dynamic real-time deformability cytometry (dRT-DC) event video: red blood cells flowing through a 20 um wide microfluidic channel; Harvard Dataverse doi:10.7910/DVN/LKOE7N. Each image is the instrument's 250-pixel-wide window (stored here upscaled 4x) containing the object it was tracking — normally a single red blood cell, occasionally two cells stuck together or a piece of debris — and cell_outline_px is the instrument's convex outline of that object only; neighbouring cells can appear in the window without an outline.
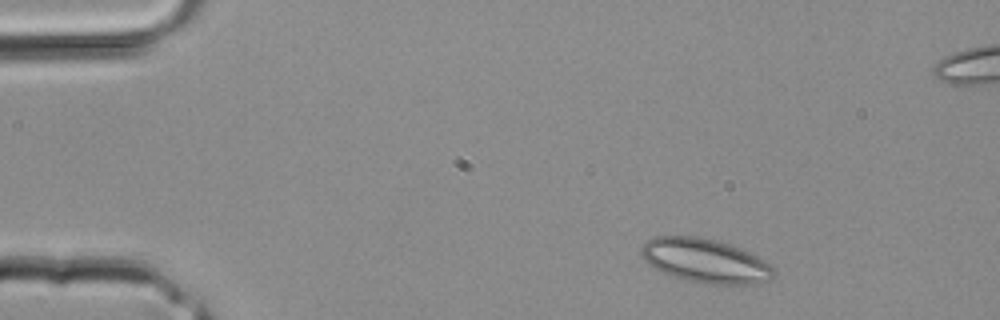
{"species": "common noctule bat (a hibernating species)", "species_latin": "Nyctalus noctula", "temperature_condition": "room temperature", "stored_images_in_passage": 3, "camera_frame_rate_fps": 3000, "um_per_image_px": 0.085, "animal": {"sex": "male", "body_mass_g": 20.4}, "frame": {"image": 1, "passage_image": 1, "time_ms": 0.0, "image_size_px": [1000, 320], "cell_outline_px": [[776, 272], [768, 280], [756, 284], [704, 284], [688, 280], [664, 272], [656, 268], [644, 260], [640, 256], [640, 248], [644, 240], [652, 236], [696, 236], [716, 240], [740, 248], [772, 264]], "centroid_in_image_um": [59.93, 22.15], "position_along_channel_um": 25.1, "area_um2": 34.04}}